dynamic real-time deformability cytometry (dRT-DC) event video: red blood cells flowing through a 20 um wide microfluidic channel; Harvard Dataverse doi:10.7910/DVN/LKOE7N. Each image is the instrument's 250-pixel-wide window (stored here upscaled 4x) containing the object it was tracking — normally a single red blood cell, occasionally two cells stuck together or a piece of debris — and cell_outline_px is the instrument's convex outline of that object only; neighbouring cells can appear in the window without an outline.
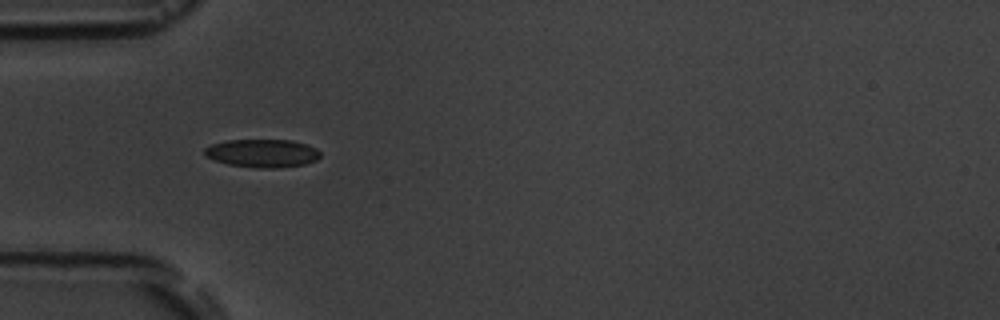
{"species": "common noctule bat (a hibernating species)", "species_latin": "Nyctalus noctula", "temperature_condition": "room temperature", "stored_images_in_passage": 4, "camera_frame_rate_fps": 3000, "um_per_image_px": 0.085, "animal": {"sex": "male", "body_mass_g": 19.5, "forearm_length_mm": 54.6}, "frame": {"image": 1, "passage_image": 3, "time_ms": 2.333, "image_size_px": [1000, 320], "cell_outline_px": [[320, 156], [316, 160], [304, 164], [276, 168], [256, 168], [228, 164], [204, 156], [204, 148], [212, 144], [228, 140], [292, 140], [308, 144], [316, 148], [320, 152]], "centroid_in_image_um": [22.31, 13.02], "position_along_channel_um": 62.7, "area_um2": 19.02}}
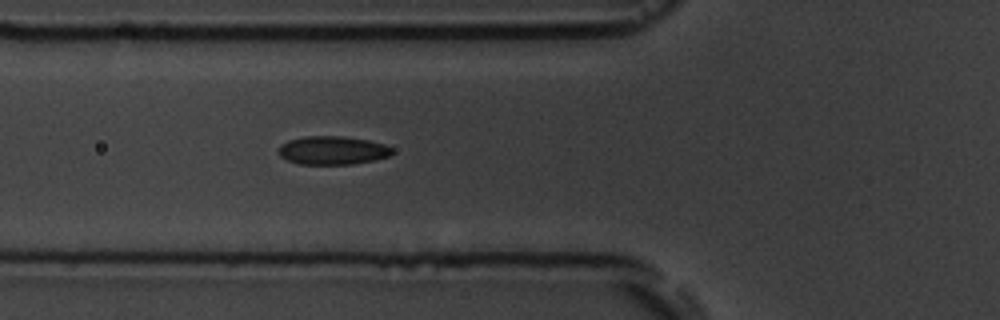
{"frame": {"image": 2, "passage_image": 4, "time_ms": 3.333, "image_size_px": [1000, 320], "cell_outline_px": [[392, 152], [388, 156], [376, 160], [352, 164], [300, 164], [288, 160], [280, 156], [280, 144], [288, 140], [304, 136], [344, 136], [368, 140], [384, 144], [392, 148]], "centroid_in_image_um": [28.27, 12.77], "position_along_channel_um": 97.5, "area_um2": 18.79}}